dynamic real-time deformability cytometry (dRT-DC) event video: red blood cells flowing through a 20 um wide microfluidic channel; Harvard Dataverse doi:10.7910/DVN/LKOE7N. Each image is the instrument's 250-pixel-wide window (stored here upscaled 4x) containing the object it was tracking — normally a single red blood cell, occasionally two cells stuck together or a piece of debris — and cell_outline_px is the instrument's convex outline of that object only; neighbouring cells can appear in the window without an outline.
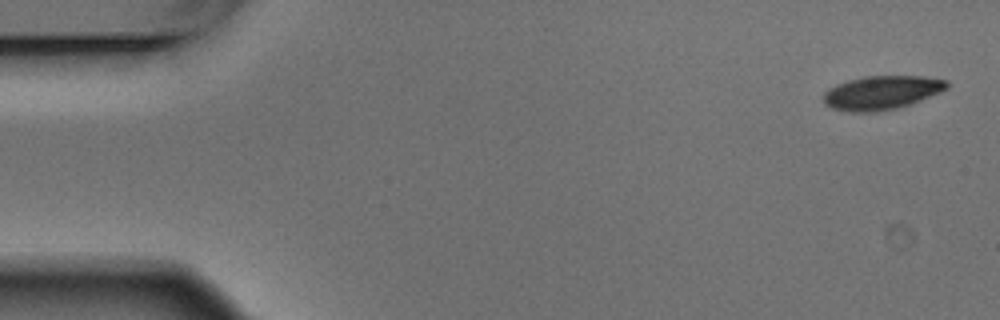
{"species": "Egyptian fruit bat (a non-hibernating species)", "species_latin": "Rousettus aegyptiacus", "temperature_condition": "warm", "stored_images_in_passage": 5, "camera_frame_rate_fps": 3000, "um_per_image_px": 0.085, "animal": {"sex": "male"}, "frame": {"image": 1, "passage_image": 1, "time_ms": 0.0, "image_size_px": [1000, 320], "cell_outline_px": [[948, 88], [940, 92], [920, 100], [896, 108], [880, 112], [852, 112], [832, 108], [824, 104], [824, 92], [828, 88], [836, 84], [848, 80], [864, 76], [924, 76], [948, 80]], "centroid_in_image_um": [74.92, 7.87], "position_along_channel_um": 10.1, "area_um2": 24.33}}
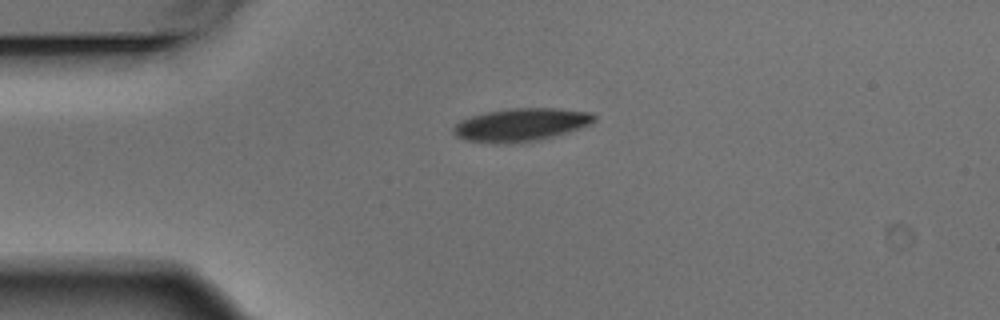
{"frame": {"image": 2, "passage_image": 4, "time_ms": 1.0, "image_size_px": [1000, 320], "cell_outline_px": [[596, 120], [580, 128], [552, 136], [536, 140], [496, 144], [492, 144], [468, 140], [456, 136], [452, 132], [452, 128], [460, 120], [472, 116], [488, 112], [512, 108], [556, 108], [592, 112], [596, 116]], "centroid_in_image_um": [44.27, 10.59], "position_along_channel_um": 40.7, "area_um2": 26.76}}